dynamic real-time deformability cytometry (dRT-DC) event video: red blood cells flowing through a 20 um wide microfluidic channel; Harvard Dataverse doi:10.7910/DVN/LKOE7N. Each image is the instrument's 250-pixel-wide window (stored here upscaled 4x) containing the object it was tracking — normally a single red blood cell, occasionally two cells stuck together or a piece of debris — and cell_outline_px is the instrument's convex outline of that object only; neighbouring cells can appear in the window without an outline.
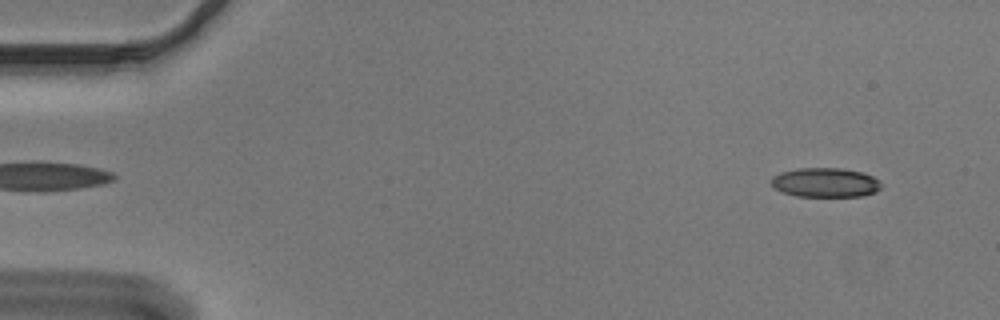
{"species": "Egyptian fruit bat (a non-hibernating species)", "species_latin": "Rousettus aegyptiacus", "temperature_condition": "cold", "stored_images_in_passage": 54, "camera_frame_rate_fps": 3000, "um_per_image_px": 0.085, "animal": {"sex": "male"}, "frame": {"image": 1, "passage_image": 4, "time_ms": 1.0, "image_size_px": [1000, 320], "cell_outline_px": [[880, 188], [876, 192], [864, 196], [796, 196], [784, 192], [776, 188], [772, 184], [772, 176], [780, 172], [796, 168], [840, 168], [864, 172], [880, 180]], "centroid_in_image_um": [70.18, 15.5], "position_along_channel_um": 14.8, "area_um2": 18.84}}
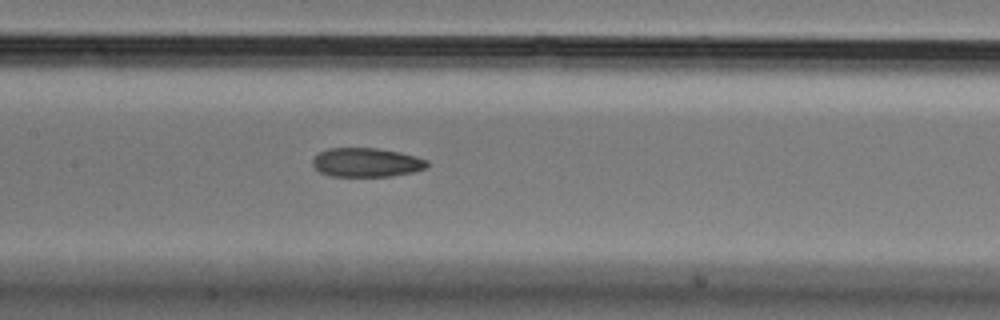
{"frame": {"image": 2, "passage_image": 26, "time_ms": 8.333, "image_size_px": [1000, 320], "cell_outline_px": [[428, 164], [424, 168], [412, 172], [392, 176], [332, 176], [320, 172], [312, 164], [312, 160], [320, 152], [328, 148], [376, 148], [400, 152], [416, 156], [428, 160]], "centroid_in_image_um": [31.15, 13.8], "position_along_channel_um": 176.2, "area_um2": 19.25}}
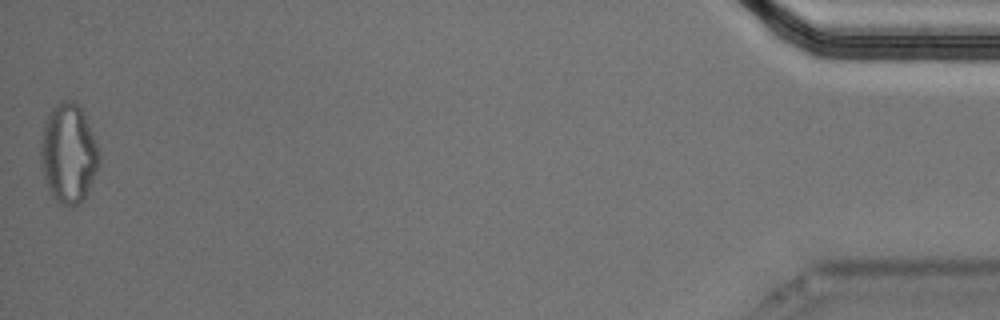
{"frame": {"image": 3, "passage_image": 54, "time_ms": 17.667, "image_size_px": [1000, 320], "cell_outline_px": [[100, 164], [88, 192], [84, 200], [76, 204], [56, 204], [48, 188], [44, 176], [40, 160], [40, 144], [44, 120], [52, 108], [60, 100], [72, 100], [80, 108], [84, 116], [96, 144], [100, 156]], "centroid_in_image_um": [5.8, 13.06], "position_along_channel_um": 429.4, "area_um2": 33.76}, "authors_computed_cell_mechanics": {"area_um2": 20.3456, "velocity_mm_per_s": 3.6783, "shape_relaxation_time_tau1_ms": null, "shape_relaxation_time_tau2_ms": 4.3853, "deformation_change_tau1": null, "deformation_change_tau2": 0.1164}}